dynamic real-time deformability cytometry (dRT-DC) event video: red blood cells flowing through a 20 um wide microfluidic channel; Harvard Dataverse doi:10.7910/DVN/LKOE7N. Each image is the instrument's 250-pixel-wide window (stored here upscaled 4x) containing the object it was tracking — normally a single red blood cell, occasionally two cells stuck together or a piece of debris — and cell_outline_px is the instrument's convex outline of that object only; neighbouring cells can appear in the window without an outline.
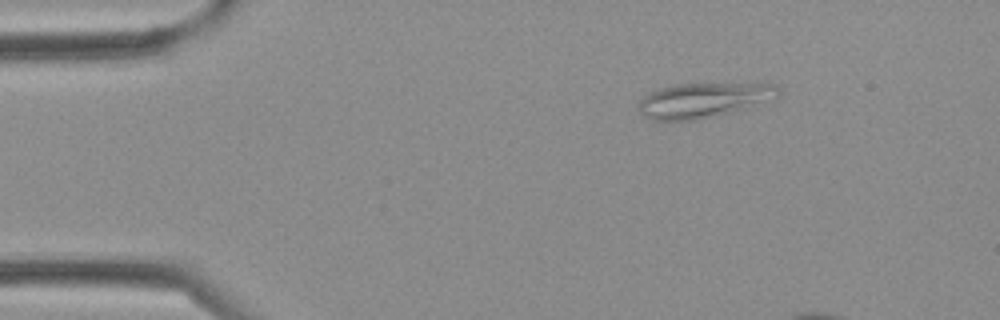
{"species": "Egyptian fruit bat (a non-hibernating species)", "species_latin": "Rousettus aegyptiacus", "temperature_condition": "cold", "stored_images_in_passage": 4, "camera_frame_rate_fps": 3000, "um_per_image_px": 0.085, "frame": {"image": 1, "passage_image": 2, "time_ms": 0.333, "image_size_px": [1000, 320], "cell_outline_px": [[780, 96], [776, 100], [696, 120], [652, 120], [640, 112], [636, 108], [640, 100], [644, 96], [652, 92], [676, 84], [764, 80], [776, 84]], "centroid_in_image_um": [59.97, 8.45], "position_along_channel_um": 25.0, "area_um2": 29.42}}